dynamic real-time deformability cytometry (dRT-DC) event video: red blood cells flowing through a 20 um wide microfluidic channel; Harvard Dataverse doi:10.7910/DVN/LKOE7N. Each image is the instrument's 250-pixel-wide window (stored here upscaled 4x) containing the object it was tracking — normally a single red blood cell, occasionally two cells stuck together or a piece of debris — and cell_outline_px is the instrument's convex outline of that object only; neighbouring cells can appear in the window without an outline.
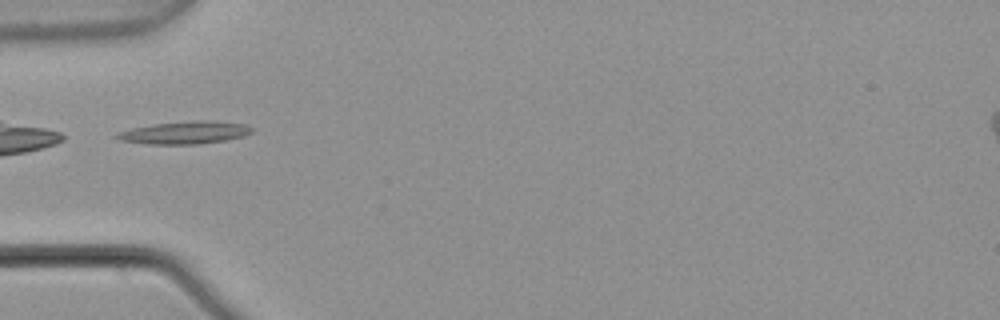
{"species": "common noctule bat (a hibernating species)", "species_latin": "Nyctalus noctula", "temperature_condition": "warm", "stored_images_in_passage": 4, "camera_frame_rate_fps": 3000, "um_per_image_px": 0.085, "animal": {"sex": "male", "body_mass_g": 21.5, "forearm_length_mm": 52.0}, "frame": {"image": 1, "passage_image": 4, "time_ms": 1.0, "image_size_px": [1000, 320], "cell_outline_px": [[252, 132], [244, 136], [224, 140], [200, 144], [148, 144], [120, 140], [112, 136], [116, 132], [132, 128], [152, 124], [196, 120], [212, 120], [244, 124], [252, 128]], "centroid_in_image_um": [15.67, 11.27], "position_along_channel_um": 69.3, "area_um2": 17.86}}